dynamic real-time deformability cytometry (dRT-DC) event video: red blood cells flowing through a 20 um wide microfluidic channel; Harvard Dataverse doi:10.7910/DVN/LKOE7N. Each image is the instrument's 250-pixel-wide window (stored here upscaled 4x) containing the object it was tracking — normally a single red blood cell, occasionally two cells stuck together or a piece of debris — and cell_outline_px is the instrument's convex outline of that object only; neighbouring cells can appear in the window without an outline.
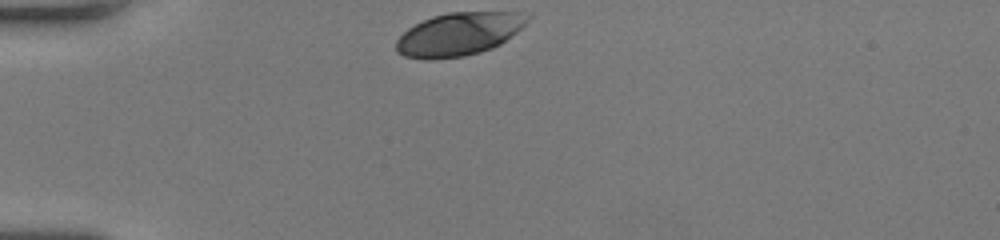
{"species": "human", "species_latin": "Homo sapiens", "temperature_condition": "room temperature", "stored_images_in_passage": 30, "camera_frame_rate_fps": 3000, "um_per_image_px": 0.085, "donor": {"sex": "female"}, "frame": {"image": 1, "passage_image": 1, "time_ms": 0.0, "image_size_px": [1000, 240], "cell_outline_px": [[532, 16], [516, 32], [500, 44], [492, 48], [480, 52], [464, 56], [432, 60], [424, 60], [404, 56], [396, 52], [396, 40], [408, 28], [432, 16], [448, 12], [532, 12]], "centroid_in_image_um": [39.01, 2.9], "position_along_channel_um": 46.0, "area_um2": 33.12}}
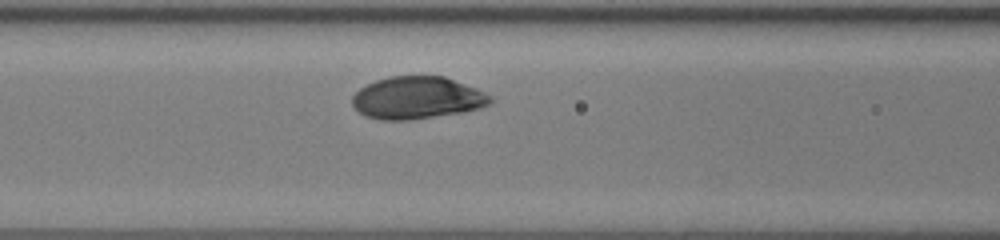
{"frame": {"image": 2, "passage_image": 10, "time_ms": 3.0, "image_size_px": [1000, 240], "cell_outline_px": [[492, 100], [488, 104], [480, 108], [464, 112], [412, 120], [380, 120], [364, 116], [352, 104], [352, 96], [360, 88], [376, 80], [388, 76], [444, 76], [476, 88], [492, 96]], "centroid_in_image_um": [35.45, 8.32], "position_along_channel_um": 131.1, "area_um2": 34.16}}
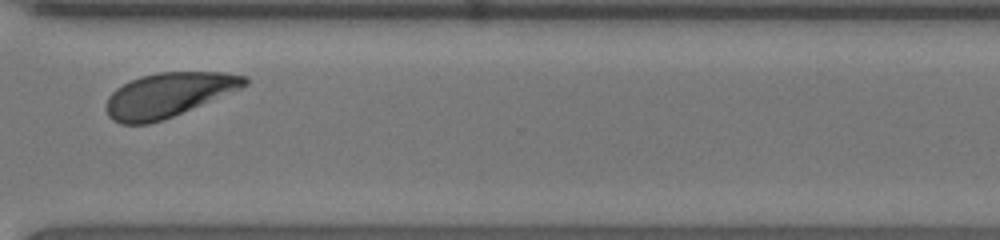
{"frame": {"image": 3, "passage_image": 27, "time_ms": 8.667, "image_size_px": [1000, 240], "cell_outline_px": [[248, 84], [240, 88], [172, 116], [148, 124], [120, 124], [112, 120], [108, 116], [108, 96], [116, 88], [140, 76], [160, 72], [224, 72], [248, 76]], "centroid_in_image_um": [14.3, 8.05], "position_along_channel_um": 356.3, "area_um2": 35.08}, "authors_computed_cell_mechanics": {"area_um2": 34.68, "velocity_mm_per_s": 3.949, "shape_relaxation_time_tau1_ms": 1.5139, "shape_relaxation_time_tau2_ms": null, "deformation_change_tau1": 0.1267, "deformation_change_tau2": null}}